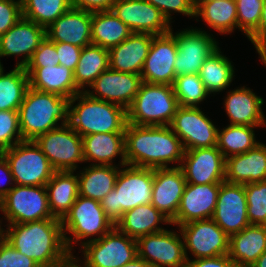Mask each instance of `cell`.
<instances>
[{
    "instance_id": "6da1fadb",
    "label": "cell",
    "mask_w": 266,
    "mask_h": 267,
    "mask_svg": "<svg viewBox=\"0 0 266 267\" xmlns=\"http://www.w3.org/2000/svg\"><path fill=\"white\" fill-rule=\"evenodd\" d=\"M184 153L182 141L170 126H139L127 123L125 127L127 165L151 169L180 167Z\"/></svg>"
},
{
    "instance_id": "7a4b0ae2",
    "label": "cell",
    "mask_w": 266,
    "mask_h": 267,
    "mask_svg": "<svg viewBox=\"0 0 266 267\" xmlns=\"http://www.w3.org/2000/svg\"><path fill=\"white\" fill-rule=\"evenodd\" d=\"M6 226V227H5ZM1 236L40 267H57L70 253L57 218L0 225Z\"/></svg>"
},
{
    "instance_id": "3957f363",
    "label": "cell",
    "mask_w": 266,
    "mask_h": 267,
    "mask_svg": "<svg viewBox=\"0 0 266 267\" xmlns=\"http://www.w3.org/2000/svg\"><path fill=\"white\" fill-rule=\"evenodd\" d=\"M69 98L28 88L21 103L19 126L23 140H35L69 123Z\"/></svg>"
},
{
    "instance_id": "277c9868",
    "label": "cell",
    "mask_w": 266,
    "mask_h": 267,
    "mask_svg": "<svg viewBox=\"0 0 266 267\" xmlns=\"http://www.w3.org/2000/svg\"><path fill=\"white\" fill-rule=\"evenodd\" d=\"M68 124L81 137L96 133H125L127 110L79 92L70 99Z\"/></svg>"
},
{
    "instance_id": "5b68a950",
    "label": "cell",
    "mask_w": 266,
    "mask_h": 267,
    "mask_svg": "<svg viewBox=\"0 0 266 267\" xmlns=\"http://www.w3.org/2000/svg\"><path fill=\"white\" fill-rule=\"evenodd\" d=\"M153 180L154 169L127 164L120 167L114 189L100 201L106 216L114 225L125 212L151 203Z\"/></svg>"
},
{
    "instance_id": "8992f818",
    "label": "cell",
    "mask_w": 266,
    "mask_h": 267,
    "mask_svg": "<svg viewBox=\"0 0 266 267\" xmlns=\"http://www.w3.org/2000/svg\"><path fill=\"white\" fill-rule=\"evenodd\" d=\"M61 222L70 254H74L78 246L80 249L86 243L100 239L115 226L106 216L100 201L80 195Z\"/></svg>"
},
{
    "instance_id": "52a82bcc",
    "label": "cell",
    "mask_w": 266,
    "mask_h": 267,
    "mask_svg": "<svg viewBox=\"0 0 266 267\" xmlns=\"http://www.w3.org/2000/svg\"><path fill=\"white\" fill-rule=\"evenodd\" d=\"M178 107L172 85L143 82L127 109V123L169 126Z\"/></svg>"
},
{
    "instance_id": "ba28073f",
    "label": "cell",
    "mask_w": 266,
    "mask_h": 267,
    "mask_svg": "<svg viewBox=\"0 0 266 267\" xmlns=\"http://www.w3.org/2000/svg\"><path fill=\"white\" fill-rule=\"evenodd\" d=\"M0 212V225L55 218L49 209L46 186L15 185L0 200Z\"/></svg>"
},
{
    "instance_id": "9c48e42d",
    "label": "cell",
    "mask_w": 266,
    "mask_h": 267,
    "mask_svg": "<svg viewBox=\"0 0 266 267\" xmlns=\"http://www.w3.org/2000/svg\"><path fill=\"white\" fill-rule=\"evenodd\" d=\"M7 160L15 185L46 186L55 173L33 140H23L1 153Z\"/></svg>"
},
{
    "instance_id": "30bf717a",
    "label": "cell",
    "mask_w": 266,
    "mask_h": 267,
    "mask_svg": "<svg viewBox=\"0 0 266 267\" xmlns=\"http://www.w3.org/2000/svg\"><path fill=\"white\" fill-rule=\"evenodd\" d=\"M79 250L80 259L88 267H121L137 256V243L114 226L103 237L86 243Z\"/></svg>"
},
{
    "instance_id": "8fae6325",
    "label": "cell",
    "mask_w": 266,
    "mask_h": 267,
    "mask_svg": "<svg viewBox=\"0 0 266 267\" xmlns=\"http://www.w3.org/2000/svg\"><path fill=\"white\" fill-rule=\"evenodd\" d=\"M34 141L55 171H77L85 164L82 137L69 124L40 135Z\"/></svg>"
},
{
    "instance_id": "7c38bea8",
    "label": "cell",
    "mask_w": 266,
    "mask_h": 267,
    "mask_svg": "<svg viewBox=\"0 0 266 267\" xmlns=\"http://www.w3.org/2000/svg\"><path fill=\"white\" fill-rule=\"evenodd\" d=\"M183 28L170 33L177 42V57L174 62L176 76L198 74L206 58L219 46L215 36L206 31V28L194 27ZM194 27V28H193Z\"/></svg>"
},
{
    "instance_id": "4fadbf2b",
    "label": "cell",
    "mask_w": 266,
    "mask_h": 267,
    "mask_svg": "<svg viewBox=\"0 0 266 267\" xmlns=\"http://www.w3.org/2000/svg\"><path fill=\"white\" fill-rule=\"evenodd\" d=\"M177 227L183 238L187 260L229 253L230 237L212 218L194 220Z\"/></svg>"
},
{
    "instance_id": "5bb4252c",
    "label": "cell",
    "mask_w": 266,
    "mask_h": 267,
    "mask_svg": "<svg viewBox=\"0 0 266 267\" xmlns=\"http://www.w3.org/2000/svg\"><path fill=\"white\" fill-rule=\"evenodd\" d=\"M136 240L137 256L151 267H185L187 263L182 235L176 226Z\"/></svg>"
},
{
    "instance_id": "9a60e30c",
    "label": "cell",
    "mask_w": 266,
    "mask_h": 267,
    "mask_svg": "<svg viewBox=\"0 0 266 267\" xmlns=\"http://www.w3.org/2000/svg\"><path fill=\"white\" fill-rule=\"evenodd\" d=\"M203 111L202 107L179 106L169 125L185 150L217 146L218 124Z\"/></svg>"
},
{
    "instance_id": "2e32d148",
    "label": "cell",
    "mask_w": 266,
    "mask_h": 267,
    "mask_svg": "<svg viewBox=\"0 0 266 267\" xmlns=\"http://www.w3.org/2000/svg\"><path fill=\"white\" fill-rule=\"evenodd\" d=\"M111 11L132 33L162 35L173 27L159 9L145 0H114Z\"/></svg>"
},
{
    "instance_id": "e0dca14e",
    "label": "cell",
    "mask_w": 266,
    "mask_h": 267,
    "mask_svg": "<svg viewBox=\"0 0 266 267\" xmlns=\"http://www.w3.org/2000/svg\"><path fill=\"white\" fill-rule=\"evenodd\" d=\"M46 37V29L24 17L6 33L0 35V63L1 58L15 57V67L28 64L34 51Z\"/></svg>"
},
{
    "instance_id": "ac0fdd59",
    "label": "cell",
    "mask_w": 266,
    "mask_h": 267,
    "mask_svg": "<svg viewBox=\"0 0 266 267\" xmlns=\"http://www.w3.org/2000/svg\"><path fill=\"white\" fill-rule=\"evenodd\" d=\"M212 219L229 237L250 225L244 185L220 183Z\"/></svg>"
},
{
    "instance_id": "d6986e66",
    "label": "cell",
    "mask_w": 266,
    "mask_h": 267,
    "mask_svg": "<svg viewBox=\"0 0 266 267\" xmlns=\"http://www.w3.org/2000/svg\"><path fill=\"white\" fill-rule=\"evenodd\" d=\"M142 83L141 75L108 68L95 79L85 93L92 98L120 105L127 110Z\"/></svg>"
},
{
    "instance_id": "ffe728a7",
    "label": "cell",
    "mask_w": 266,
    "mask_h": 267,
    "mask_svg": "<svg viewBox=\"0 0 266 267\" xmlns=\"http://www.w3.org/2000/svg\"><path fill=\"white\" fill-rule=\"evenodd\" d=\"M248 85L229 88L223 96V108L228 124L266 127V115L263 112L264 99Z\"/></svg>"
},
{
    "instance_id": "44dd1931",
    "label": "cell",
    "mask_w": 266,
    "mask_h": 267,
    "mask_svg": "<svg viewBox=\"0 0 266 267\" xmlns=\"http://www.w3.org/2000/svg\"><path fill=\"white\" fill-rule=\"evenodd\" d=\"M176 57L177 42L170 32L153 36L140 74L143 82L173 85Z\"/></svg>"
},
{
    "instance_id": "7402d4cb",
    "label": "cell",
    "mask_w": 266,
    "mask_h": 267,
    "mask_svg": "<svg viewBox=\"0 0 266 267\" xmlns=\"http://www.w3.org/2000/svg\"><path fill=\"white\" fill-rule=\"evenodd\" d=\"M180 168L186 183L209 184L225 181V158L217 146L185 150Z\"/></svg>"
},
{
    "instance_id": "603a6c76",
    "label": "cell",
    "mask_w": 266,
    "mask_h": 267,
    "mask_svg": "<svg viewBox=\"0 0 266 267\" xmlns=\"http://www.w3.org/2000/svg\"><path fill=\"white\" fill-rule=\"evenodd\" d=\"M220 183H186L172 227L213 217L218 199Z\"/></svg>"
},
{
    "instance_id": "cb8c5ba5",
    "label": "cell",
    "mask_w": 266,
    "mask_h": 267,
    "mask_svg": "<svg viewBox=\"0 0 266 267\" xmlns=\"http://www.w3.org/2000/svg\"><path fill=\"white\" fill-rule=\"evenodd\" d=\"M185 185L180 167L154 169L151 204L170 221L176 217Z\"/></svg>"
},
{
    "instance_id": "d4e9b609",
    "label": "cell",
    "mask_w": 266,
    "mask_h": 267,
    "mask_svg": "<svg viewBox=\"0 0 266 267\" xmlns=\"http://www.w3.org/2000/svg\"><path fill=\"white\" fill-rule=\"evenodd\" d=\"M91 23L92 12L71 7L46 28V37L83 48L92 44Z\"/></svg>"
},
{
    "instance_id": "484cf974",
    "label": "cell",
    "mask_w": 266,
    "mask_h": 267,
    "mask_svg": "<svg viewBox=\"0 0 266 267\" xmlns=\"http://www.w3.org/2000/svg\"><path fill=\"white\" fill-rule=\"evenodd\" d=\"M82 141L85 164L117 167L126 165L125 133L90 134L83 136ZM116 159L119 160L118 164Z\"/></svg>"
},
{
    "instance_id": "4316f807",
    "label": "cell",
    "mask_w": 266,
    "mask_h": 267,
    "mask_svg": "<svg viewBox=\"0 0 266 267\" xmlns=\"http://www.w3.org/2000/svg\"><path fill=\"white\" fill-rule=\"evenodd\" d=\"M266 180V144L225 159V181L245 185Z\"/></svg>"
},
{
    "instance_id": "83f0119b",
    "label": "cell",
    "mask_w": 266,
    "mask_h": 267,
    "mask_svg": "<svg viewBox=\"0 0 266 267\" xmlns=\"http://www.w3.org/2000/svg\"><path fill=\"white\" fill-rule=\"evenodd\" d=\"M149 33H132L123 42L110 48L109 68L140 75L153 39Z\"/></svg>"
},
{
    "instance_id": "f1b7e54d",
    "label": "cell",
    "mask_w": 266,
    "mask_h": 267,
    "mask_svg": "<svg viewBox=\"0 0 266 267\" xmlns=\"http://www.w3.org/2000/svg\"><path fill=\"white\" fill-rule=\"evenodd\" d=\"M29 87L65 98H73L81 92L74 82V71L60 64L43 68H25Z\"/></svg>"
},
{
    "instance_id": "f546056e",
    "label": "cell",
    "mask_w": 266,
    "mask_h": 267,
    "mask_svg": "<svg viewBox=\"0 0 266 267\" xmlns=\"http://www.w3.org/2000/svg\"><path fill=\"white\" fill-rule=\"evenodd\" d=\"M266 251V225H249L230 236L229 258L236 267H251Z\"/></svg>"
},
{
    "instance_id": "4dcf8cb0",
    "label": "cell",
    "mask_w": 266,
    "mask_h": 267,
    "mask_svg": "<svg viewBox=\"0 0 266 267\" xmlns=\"http://www.w3.org/2000/svg\"><path fill=\"white\" fill-rule=\"evenodd\" d=\"M167 224L172 226L171 221L150 203L139 205L125 212L115 226L121 232L137 240L148 234L165 230L164 225Z\"/></svg>"
},
{
    "instance_id": "1f68e13d",
    "label": "cell",
    "mask_w": 266,
    "mask_h": 267,
    "mask_svg": "<svg viewBox=\"0 0 266 267\" xmlns=\"http://www.w3.org/2000/svg\"><path fill=\"white\" fill-rule=\"evenodd\" d=\"M46 189L52 216L62 220L79 196L77 171H55Z\"/></svg>"
},
{
    "instance_id": "d6a6232c",
    "label": "cell",
    "mask_w": 266,
    "mask_h": 267,
    "mask_svg": "<svg viewBox=\"0 0 266 267\" xmlns=\"http://www.w3.org/2000/svg\"><path fill=\"white\" fill-rule=\"evenodd\" d=\"M219 46L205 60L198 75L203 82L207 92L215 97L220 92L227 91L235 78V67L233 61L226 57ZM213 94V95H212Z\"/></svg>"
},
{
    "instance_id": "836d02e7",
    "label": "cell",
    "mask_w": 266,
    "mask_h": 267,
    "mask_svg": "<svg viewBox=\"0 0 266 267\" xmlns=\"http://www.w3.org/2000/svg\"><path fill=\"white\" fill-rule=\"evenodd\" d=\"M84 165L77 171L79 195L101 201L114 189L120 167Z\"/></svg>"
},
{
    "instance_id": "e575fe53",
    "label": "cell",
    "mask_w": 266,
    "mask_h": 267,
    "mask_svg": "<svg viewBox=\"0 0 266 267\" xmlns=\"http://www.w3.org/2000/svg\"><path fill=\"white\" fill-rule=\"evenodd\" d=\"M219 35H231L238 30L235 0H215L202 4L195 11L196 22L201 20Z\"/></svg>"
},
{
    "instance_id": "d590c367",
    "label": "cell",
    "mask_w": 266,
    "mask_h": 267,
    "mask_svg": "<svg viewBox=\"0 0 266 267\" xmlns=\"http://www.w3.org/2000/svg\"><path fill=\"white\" fill-rule=\"evenodd\" d=\"M132 31L111 10L92 12V44L105 49L117 46Z\"/></svg>"
},
{
    "instance_id": "8d00e7d4",
    "label": "cell",
    "mask_w": 266,
    "mask_h": 267,
    "mask_svg": "<svg viewBox=\"0 0 266 267\" xmlns=\"http://www.w3.org/2000/svg\"><path fill=\"white\" fill-rule=\"evenodd\" d=\"M109 68V51L97 45H88L82 52L74 70V82L81 92Z\"/></svg>"
},
{
    "instance_id": "74e56055",
    "label": "cell",
    "mask_w": 266,
    "mask_h": 267,
    "mask_svg": "<svg viewBox=\"0 0 266 267\" xmlns=\"http://www.w3.org/2000/svg\"><path fill=\"white\" fill-rule=\"evenodd\" d=\"M261 127L246 125H231L218 128L217 147L224 158L247 152L254 148L261 140L256 139L255 130Z\"/></svg>"
},
{
    "instance_id": "f35d334b",
    "label": "cell",
    "mask_w": 266,
    "mask_h": 267,
    "mask_svg": "<svg viewBox=\"0 0 266 267\" xmlns=\"http://www.w3.org/2000/svg\"><path fill=\"white\" fill-rule=\"evenodd\" d=\"M4 68L0 70V111H18L29 88V78L23 67L14 66L9 72Z\"/></svg>"
},
{
    "instance_id": "ab89813d",
    "label": "cell",
    "mask_w": 266,
    "mask_h": 267,
    "mask_svg": "<svg viewBox=\"0 0 266 267\" xmlns=\"http://www.w3.org/2000/svg\"><path fill=\"white\" fill-rule=\"evenodd\" d=\"M21 7L22 17L46 29L72 5L70 0H21Z\"/></svg>"
},
{
    "instance_id": "60d3db41",
    "label": "cell",
    "mask_w": 266,
    "mask_h": 267,
    "mask_svg": "<svg viewBox=\"0 0 266 267\" xmlns=\"http://www.w3.org/2000/svg\"><path fill=\"white\" fill-rule=\"evenodd\" d=\"M172 86L180 107L201 108L211 96L198 74L176 76Z\"/></svg>"
},
{
    "instance_id": "b9f144b4",
    "label": "cell",
    "mask_w": 266,
    "mask_h": 267,
    "mask_svg": "<svg viewBox=\"0 0 266 267\" xmlns=\"http://www.w3.org/2000/svg\"><path fill=\"white\" fill-rule=\"evenodd\" d=\"M250 225H266V180L244 185Z\"/></svg>"
},
{
    "instance_id": "7bdbcfd3",
    "label": "cell",
    "mask_w": 266,
    "mask_h": 267,
    "mask_svg": "<svg viewBox=\"0 0 266 267\" xmlns=\"http://www.w3.org/2000/svg\"><path fill=\"white\" fill-rule=\"evenodd\" d=\"M238 31L249 40L260 24L263 0H235Z\"/></svg>"
},
{
    "instance_id": "ee69618b",
    "label": "cell",
    "mask_w": 266,
    "mask_h": 267,
    "mask_svg": "<svg viewBox=\"0 0 266 267\" xmlns=\"http://www.w3.org/2000/svg\"><path fill=\"white\" fill-rule=\"evenodd\" d=\"M23 141L18 111H0V153Z\"/></svg>"
},
{
    "instance_id": "f6af8a7d",
    "label": "cell",
    "mask_w": 266,
    "mask_h": 267,
    "mask_svg": "<svg viewBox=\"0 0 266 267\" xmlns=\"http://www.w3.org/2000/svg\"><path fill=\"white\" fill-rule=\"evenodd\" d=\"M159 9L167 20L174 24L173 15H184L195 19V8L192 0H145ZM179 13V14H178ZM173 16V17H172Z\"/></svg>"
},
{
    "instance_id": "bcb514c9",
    "label": "cell",
    "mask_w": 266,
    "mask_h": 267,
    "mask_svg": "<svg viewBox=\"0 0 266 267\" xmlns=\"http://www.w3.org/2000/svg\"><path fill=\"white\" fill-rule=\"evenodd\" d=\"M0 267H40L33 259L17 251L0 236Z\"/></svg>"
},
{
    "instance_id": "7dc6e473",
    "label": "cell",
    "mask_w": 266,
    "mask_h": 267,
    "mask_svg": "<svg viewBox=\"0 0 266 267\" xmlns=\"http://www.w3.org/2000/svg\"><path fill=\"white\" fill-rule=\"evenodd\" d=\"M59 64L55 43L47 37L40 43L34 51L32 58L25 68H43Z\"/></svg>"
},
{
    "instance_id": "c3c4849f",
    "label": "cell",
    "mask_w": 266,
    "mask_h": 267,
    "mask_svg": "<svg viewBox=\"0 0 266 267\" xmlns=\"http://www.w3.org/2000/svg\"><path fill=\"white\" fill-rule=\"evenodd\" d=\"M21 17V0H0V35L12 28Z\"/></svg>"
},
{
    "instance_id": "681fc988",
    "label": "cell",
    "mask_w": 266,
    "mask_h": 267,
    "mask_svg": "<svg viewBox=\"0 0 266 267\" xmlns=\"http://www.w3.org/2000/svg\"><path fill=\"white\" fill-rule=\"evenodd\" d=\"M54 43L59 58V64L74 71L79 61L82 48L64 42Z\"/></svg>"
},
{
    "instance_id": "f907efd6",
    "label": "cell",
    "mask_w": 266,
    "mask_h": 267,
    "mask_svg": "<svg viewBox=\"0 0 266 267\" xmlns=\"http://www.w3.org/2000/svg\"><path fill=\"white\" fill-rule=\"evenodd\" d=\"M258 53L260 62H266V0H263L262 13L258 31L249 39Z\"/></svg>"
},
{
    "instance_id": "816d5d0a",
    "label": "cell",
    "mask_w": 266,
    "mask_h": 267,
    "mask_svg": "<svg viewBox=\"0 0 266 267\" xmlns=\"http://www.w3.org/2000/svg\"><path fill=\"white\" fill-rule=\"evenodd\" d=\"M185 267H236L229 255L187 260Z\"/></svg>"
},
{
    "instance_id": "f5cc1de1",
    "label": "cell",
    "mask_w": 266,
    "mask_h": 267,
    "mask_svg": "<svg viewBox=\"0 0 266 267\" xmlns=\"http://www.w3.org/2000/svg\"><path fill=\"white\" fill-rule=\"evenodd\" d=\"M15 186L9 164L0 153V200Z\"/></svg>"
},
{
    "instance_id": "db71d44e",
    "label": "cell",
    "mask_w": 266,
    "mask_h": 267,
    "mask_svg": "<svg viewBox=\"0 0 266 267\" xmlns=\"http://www.w3.org/2000/svg\"><path fill=\"white\" fill-rule=\"evenodd\" d=\"M72 7L90 12L111 10L114 0H70Z\"/></svg>"
},
{
    "instance_id": "11a10c76",
    "label": "cell",
    "mask_w": 266,
    "mask_h": 267,
    "mask_svg": "<svg viewBox=\"0 0 266 267\" xmlns=\"http://www.w3.org/2000/svg\"><path fill=\"white\" fill-rule=\"evenodd\" d=\"M57 267H88L79 256L69 254Z\"/></svg>"
},
{
    "instance_id": "9f6ffc18",
    "label": "cell",
    "mask_w": 266,
    "mask_h": 267,
    "mask_svg": "<svg viewBox=\"0 0 266 267\" xmlns=\"http://www.w3.org/2000/svg\"><path fill=\"white\" fill-rule=\"evenodd\" d=\"M121 267H151L145 260L136 256L132 261Z\"/></svg>"
},
{
    "instance_id": "6f0895ef",
    "label": "cell",
    "mask_w": 266,
    "mask_h": 267,
    "mask_svg": "<svg viewBox=\"0 0 266 267\" xmlns=\"http://www.w3.org/2000/svg\"><path fill=\"white\" fill-rule=\"evenodd\" d=\"M251 267H266V251L256 260Z\"/></svg>"
},
{
    "instance_id": "680465c9",
    "label": "cell",
    "mask_w": 266,
    "mask_h": 267,
    "mask_svg": "<svg viewBox=\"0 0 266 267\" xmlns=\"http://www.w3.org/2000/svg\"><path fill=\"white\" fill-rule=\"evenodd\" d=\"M192 1H193V6L196 11L202 4L209 3L215 0H192Z\"/></svg>"
},
{
    "instance_id": "91938a15",
    "label": "cell",
    "mask_w": 266,
    "mask_h": 267,
    "mask_svg": "<svg viewBox=\"0 0 266 267\" xmlns=\"http://www.w3.org/2000/svg\"><path fill=\"white\" fill-rule=\"evenodd\" d=\"M262 65H264V67L266 68V62H262Z\"/></svg>"
}]
</instances>
